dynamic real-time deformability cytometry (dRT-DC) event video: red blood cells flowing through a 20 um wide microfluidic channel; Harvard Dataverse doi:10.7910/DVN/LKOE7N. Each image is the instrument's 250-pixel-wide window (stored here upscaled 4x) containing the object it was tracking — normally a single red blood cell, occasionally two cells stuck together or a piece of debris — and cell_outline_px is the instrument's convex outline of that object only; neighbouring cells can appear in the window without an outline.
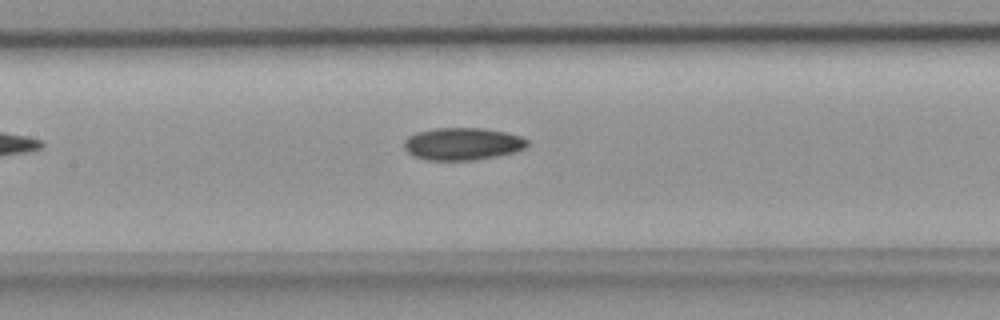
{"species": "common noctule bat (a hibernating species)", "species_latin": "Nyctalus noctula", "temperature_condition": "room temperature", "stored_images_in_passage": 15, "camera_frame_rate_fps": 3000, "um_per_image_px": 0.085, "animal": {"sex": "female", "body_mass_g": 18.4}, "frame": {"image": 1, "passage_image": 9, "time_ms": 2.667, "image_size_px": [1000, 320], "cell_outline_px": [[528, 144], [524, 148], [512, 152], [496, 156], [472, 160], [428, 160], [416, 156], [408, 152], [404, 148], [404, 140], [408, 136], [416, 132], [436, 128], [484, 128], [504, 132], [520, 136], [528, 140]], "centroid_in_image_um": [39.29, 12.22], "position_along_channel_um": 168.1, "area_um2": 23.06}}
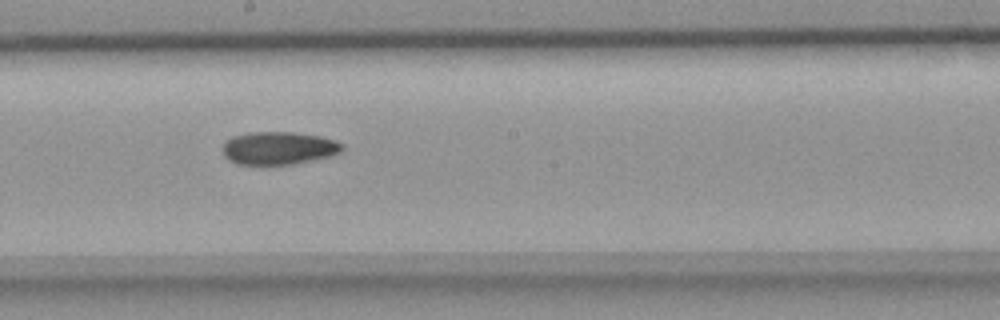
{"frame": {"image": 2, "passage_image": 13, "time_ms": 4.0, "image_size_px": [1000, 320], "cell_outline_px": [[344, 148], [340, 152], [332, 156], [292, 164], [236, 164], [228, 160], [224, 156], [224, 144], [232, 136], [248, 132], [292, 132], [320, 136], [336, 140], [344, 144]], "centroid_in_image_um": [23.71, 12.58], "position_along_channel_um": 224.5, "area_um2": 22.95}}